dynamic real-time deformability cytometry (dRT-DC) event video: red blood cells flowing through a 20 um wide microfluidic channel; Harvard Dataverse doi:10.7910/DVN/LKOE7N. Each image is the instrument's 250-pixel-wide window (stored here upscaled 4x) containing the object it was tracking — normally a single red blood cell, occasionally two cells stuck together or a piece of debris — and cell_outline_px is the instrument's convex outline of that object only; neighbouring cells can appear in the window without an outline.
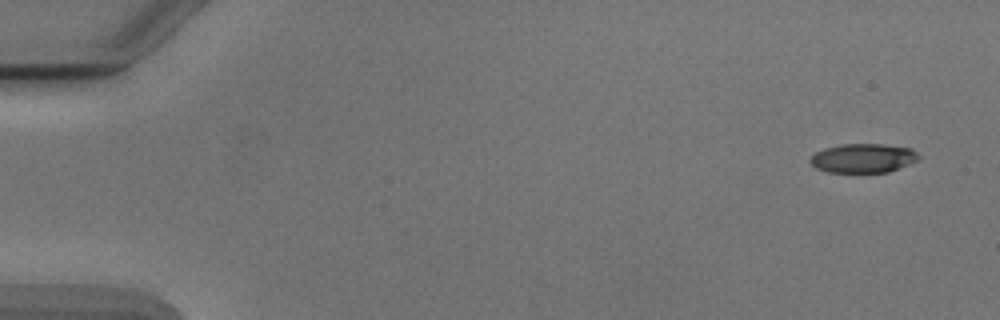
{"species": "Egyptian fruit bat (a non-hibernating species)", "species_latin": "Rousettus aegyptiacus", "temperature_condition": "cold", "stored_images_in_passage": 9, "camera_frame_rate_fps": 3000, "um_per_image_px": 0.085, "animal": {"sex": "male"}, "frame": {"image": 1, "passage_image": 1, "time_ms": 0.0, "image_size_px": [1000, 320], "cell_outline_px": [[920, 160], [888, 172], [828, 172], [816, 168], [808, 160], [816, 152], [824, 148], [840, 144], [884, 144], [912, 148], [920, 156]], "centroid_in_image_um": [73.39, 13.44], "position_along_channel_um": 11.6, "area_um2": 18.5}}
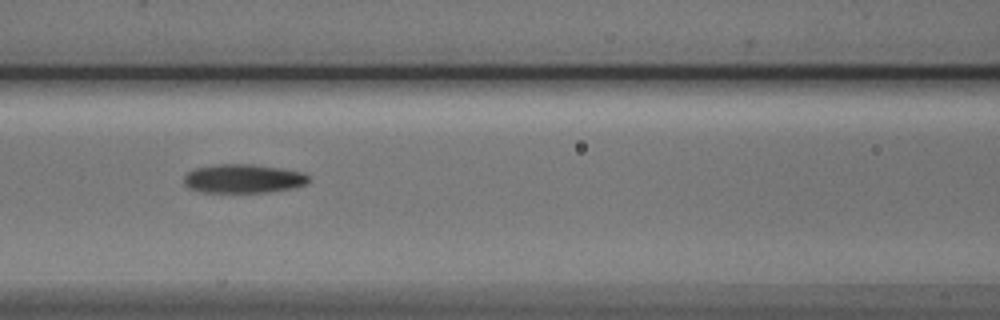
{"frame": {"image": 2, "passage_image": 7, "time_ms": 7.0, "image_size_px": [1000, 320], "cell_outline_px": [[312, 180], [308, 184], [296, 188], [268, 192], [200, 192], [188, 188], [184, 184], [184, 176], [188, 172], [196, 168], [216, 164], [252, 164], [300, 172], [308, 176]], "centroid_in_image_um": [20.68, 15.2], "position_along_channel_um": 145.9, "area_um2": 21.04}}
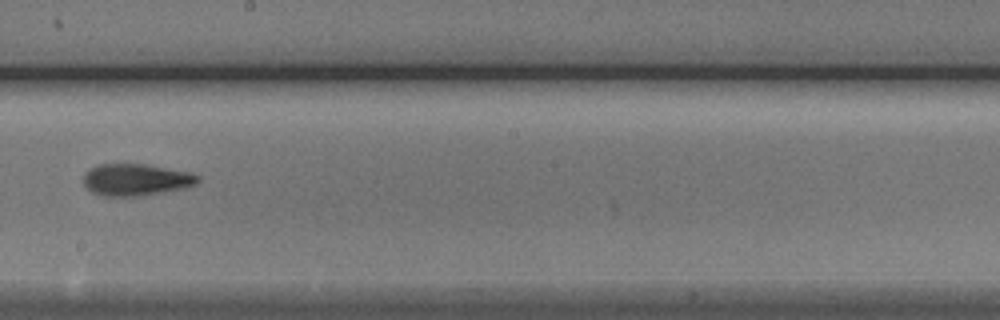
{"frame": {"image": 3, "passage_image": 9, "time_ms": 9.333, "image_size_px": [1000, 320], "cell_outline_px": [[200, 180], [196, 184], [184, 188], [140, 196], [100, 196], [92, 192], [84, 184], [84, 176], [92, 168], [100, 164], [144, 164], [188, 172], [200, 176]], "centroid_in_image_um": [11.57, 15.29], "position_along_channel_um": 236.6, "area_um2": 20.98}}